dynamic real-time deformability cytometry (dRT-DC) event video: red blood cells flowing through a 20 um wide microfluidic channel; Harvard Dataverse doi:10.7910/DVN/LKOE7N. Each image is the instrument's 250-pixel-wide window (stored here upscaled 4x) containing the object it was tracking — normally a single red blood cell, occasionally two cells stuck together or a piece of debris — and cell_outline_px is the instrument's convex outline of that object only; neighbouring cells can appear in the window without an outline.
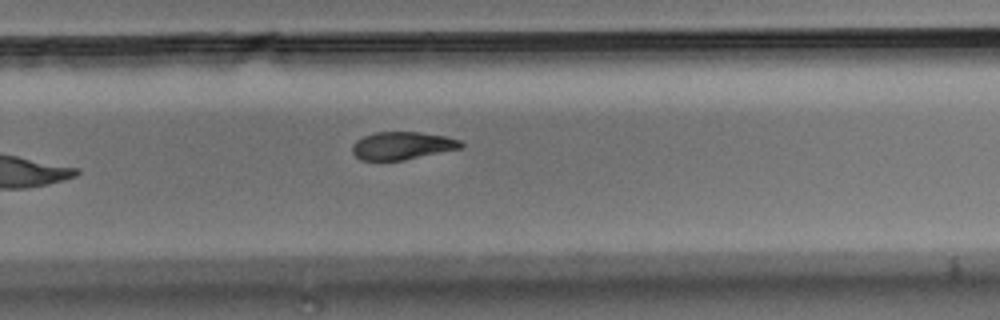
{"species": "Egyptian fruit bat (a non-hibernating species)", "species_latin": "Rousettus aegyptiacus", "temperature_condition": "room temperature", "stored_images_in_passage": 10, "camera_frame_rate_fps": 3000, "um_per_image_px": 0.085, "animal": {"sex": "male"}, "frame": {"image": 1, "passage_image": 10, "time_ms": 3.0, "image_size_px": [1000, 320], "cell_outline_px": [[464, 144], [460, 148], [404, 160], [360, 160], [352, 152], [352, 144], [356, 140], [364, 136], [376, 132], [420, 132], [448, 136], [460, 140]], "centroid_in_image_um": [34.18, 12.37], "position_along_channel_um": 295.6, "area_um2": 17.57}}